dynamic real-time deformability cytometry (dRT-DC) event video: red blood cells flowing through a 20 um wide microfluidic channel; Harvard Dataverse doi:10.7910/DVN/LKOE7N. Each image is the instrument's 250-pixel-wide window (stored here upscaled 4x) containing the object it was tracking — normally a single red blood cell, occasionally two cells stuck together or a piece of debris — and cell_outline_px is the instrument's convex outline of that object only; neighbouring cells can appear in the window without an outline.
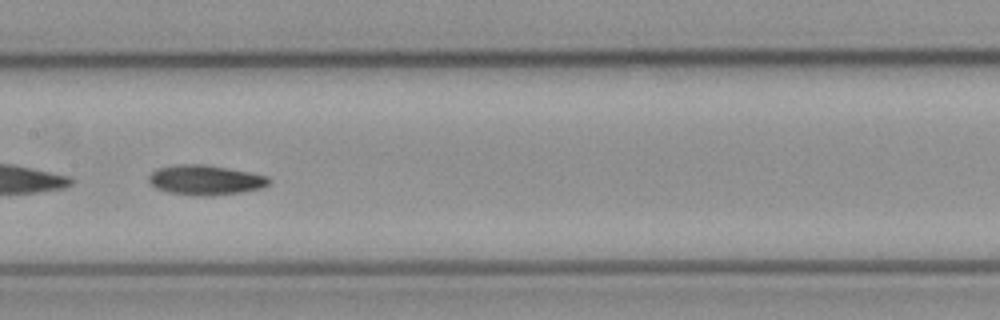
{"species": "common noctule bat (a hibernating species)", "species_latin": "Nyctalus noctula", "temperature_condition": "cold", "stored_images_in_passage": 52, "camera_frame_rate_fps": 3000, "um_per_image_px": 0.085, "animal": {"sex": "female", "body_mass_g": 21.9}, "frame": {"image": 1, "passage_image": 26, "time_ms": 8.333, "image_size_px": [1000, 320], "cell_outline_px": [[272, 180], [268, 184], [260, 188], [240, 192], [212, 196], [192, 196], [168, 192], [156, 188], [148, 180], [148, 176], [156, 168], [176, 164], [204, 164], [228, 168], [268, 176]], "centroid_in_image_um": [17.43, 15.3], "position_along_channel_um": 190.0, "area_um2": 21.04}}
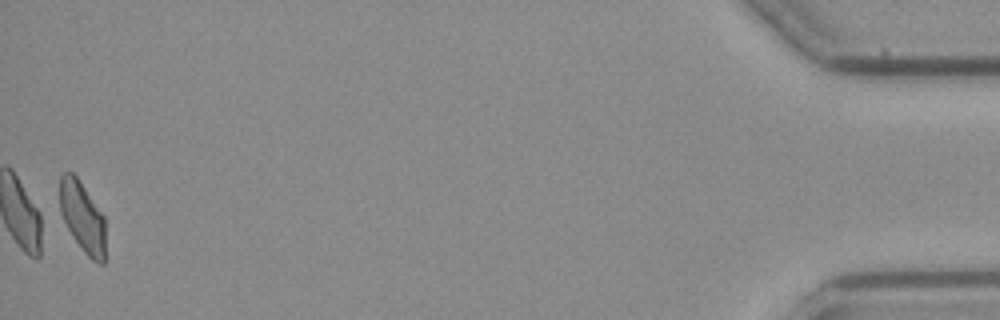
{"frame": {"image": 2, "passage_image": 52, "time_ms": 17.0, "image_size_px": [1000, 320], "cell_outline_px": [[104, 264], [96, 264], [84, 252], [72, 236], [56, 212], [60, 176], [64, 172], [72, 172], [76, 176], [104, 216]], "centroid_in_image_um": [6.92, 18.43], "position_along_channel_um": 428.3, "area_um2": 19.42}, "authors_computed_cell_mechanics": {"area_um2": 20.3167, "velocity_mm_per_s": 3.8814, "shape_relaxation_time_tau1_ms": 4.293, "shape_relaxation_time_tau2_ms": 5.2245, "deformation_change_tau1": 0.1544, "deformation_change_tau2": 0.1149}}